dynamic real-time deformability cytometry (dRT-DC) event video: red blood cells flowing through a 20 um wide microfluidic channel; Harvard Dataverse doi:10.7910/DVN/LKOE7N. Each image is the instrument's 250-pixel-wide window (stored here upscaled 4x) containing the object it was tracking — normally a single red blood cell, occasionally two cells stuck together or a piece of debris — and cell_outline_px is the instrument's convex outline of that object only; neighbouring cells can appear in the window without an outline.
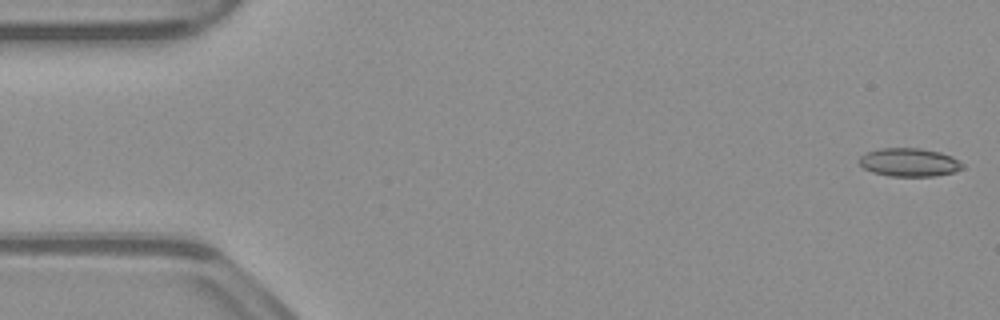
{"species": "common noctule bat (a hibernating species)", "species_latin": "Nyctalus noctula", "temperature_condition": "warm", "stored_images_in_passage": 54, "segment_of_instrument_passage": [1, 2], "camera_frame_rate_fps": 3000, "um_per_image_px": 0.085, "animal": {"sex": "male", "body_mass_g": 23.1, "forearm_length_mm": 52.7}, "frame": {"image": 1, "passage_image": 1, "time_ms": 0.0, "image_size_px": [1000, 320], "cell_outline_px": [[964, 168], [952, 172], [936, 176], [888, 176], [872, 172], [864, 168], [860, 164], [860, 156], [868, 152], [880, 148], [920, 148], [940, 152], [952, 156], [964, 164]], "centroid_in_image_um": [77.3, 13.8], "position_along_channel_um": 7.7, "area_um2": 17.05}}
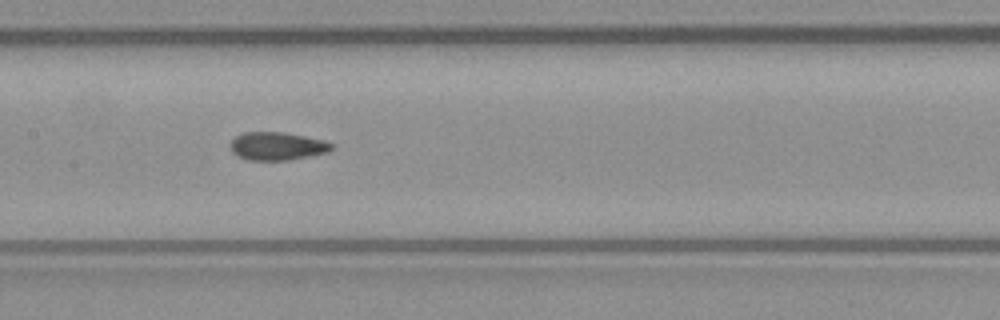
{"frame": {"image": 2, "passage_image": 25, "time_ms": 8.0, "image_size_px": [1000, 320], "cell_outline_px": [[332, 148], [328, 152], [288, 160], [248, 160], [236, 156], [232, 152], [228, 144], [236, 136], [244, 132], [284, 132], [324, 140], [332, 144]], "centroid_in_image_um": [23.5, 12.42], "position_along_channel_um": 183.9, "area_um2": 16.59}}
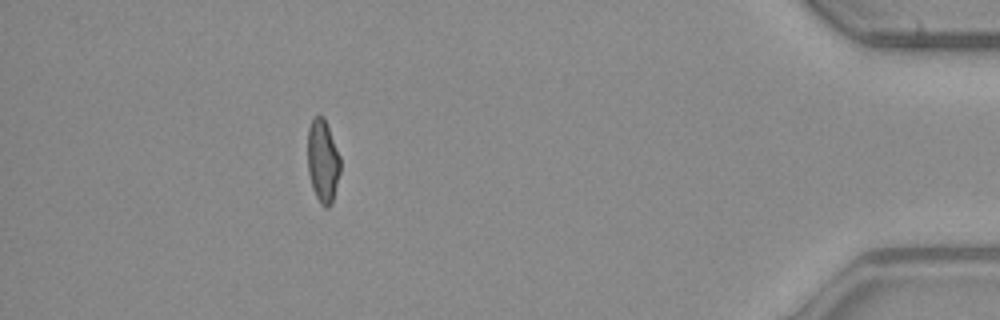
{"frame": {"image": 3, "passage_image": 47, "time_ms": 15.333, "image_size_px": [1000, 320], "cell_outline_px": [[340, 172], [332, 204], [328, 208], [324, 208], [320, 204], [312, 188], [308, 172], [308, 128], [312, 120], [316, 116], [324, 116], [340, 156]], "centroid_in_image_um": [27.44, 13.72], "position_along_channel_um": 407.8, "area_um2": 15.9}}